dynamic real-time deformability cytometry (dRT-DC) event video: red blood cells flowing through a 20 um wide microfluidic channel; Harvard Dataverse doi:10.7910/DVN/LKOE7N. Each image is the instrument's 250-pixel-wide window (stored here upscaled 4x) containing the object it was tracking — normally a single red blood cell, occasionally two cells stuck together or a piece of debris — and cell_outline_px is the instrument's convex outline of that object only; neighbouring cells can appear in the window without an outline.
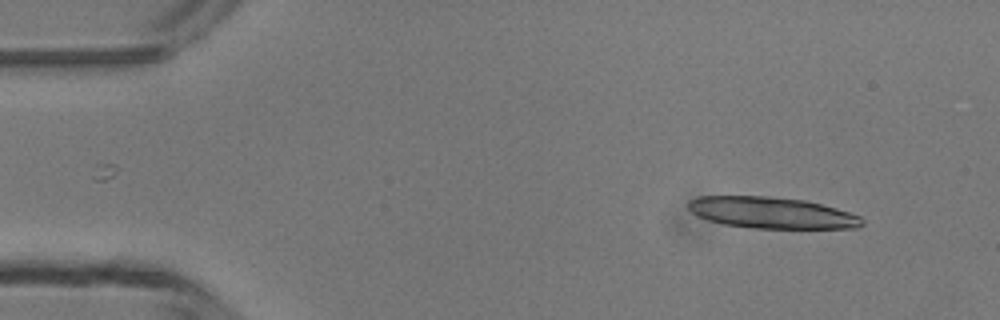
{"species": "common noctule bat (a hibernating species)", "species_latin": "Nyctalus noctula", "temperature_condition": "room temperature", "stored_images_in_passage": 5, "camera_frame_rate_fps": 3000, "um_per_image_px": 0.085, "animal": {"sex": "male", "body_mass_g": 13.3}, "frame": {"image": 1, "passage_image": 1, "time_ms": 0.0, "image_size_px": [1000, 320], "cell_outline_px": [[864, 224], [860, 228], [752, 228], [724, 224], [708, 220], [696, 216], [688, 208], [688, 200], [700, 196], [768, 196], [804, 200], [836, 208], [860, 216], [864, 220]], "centroid_in_image_um": [65.58, 18.08], "position_along_channel_um": 19.4, "area_um2": 31.79}}
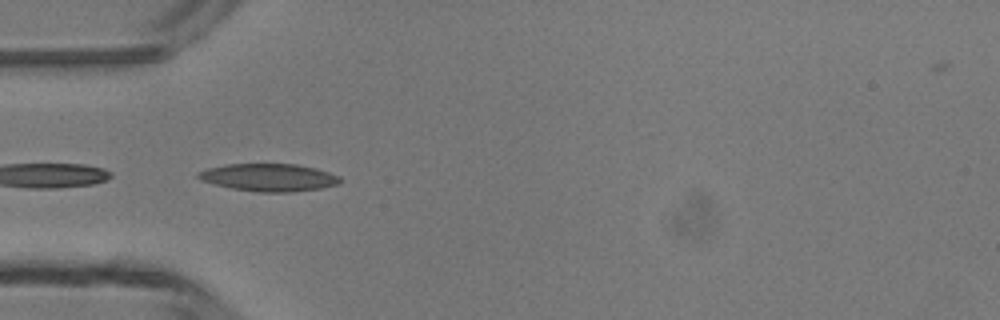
{"frame": {"image": 2, "passage_image": 4, "time_ms": 3.333, "image_size_px": [1000, 320], "cell_outline_px": [[340, 184], [320, 188], [292, 192], [256, 192], [232, 188], [200, 180], [196, 176], [196, 172], [208, 168], [228, 164], [296, 164], [316, 168], [340, 176]], "centroid_in_image_um": [22.85, 15.08], "position_along_channel_um": 62.1, "area_um2": 22.77}}
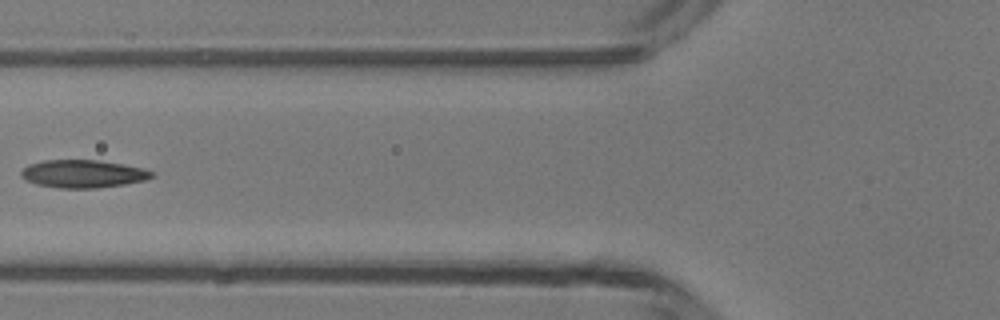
{"frame": {"image": 3, "passage_image": 5, "time_ms": 4.667, "image_size_px": [1000, 320], "cell_outline_px": [[156, 176], [144, 180], [124, 184], [96, 188], [56, 188], [36, 184], [20, 176], [20, 172], [28, 164], [44, 160], [96, 160], [124, 164], [144, 168], [152, 172]], "centroid_in_image_um": [7.05, 14.77], "position_along_channel_um": 118.7, "area_um2": 21.21}}